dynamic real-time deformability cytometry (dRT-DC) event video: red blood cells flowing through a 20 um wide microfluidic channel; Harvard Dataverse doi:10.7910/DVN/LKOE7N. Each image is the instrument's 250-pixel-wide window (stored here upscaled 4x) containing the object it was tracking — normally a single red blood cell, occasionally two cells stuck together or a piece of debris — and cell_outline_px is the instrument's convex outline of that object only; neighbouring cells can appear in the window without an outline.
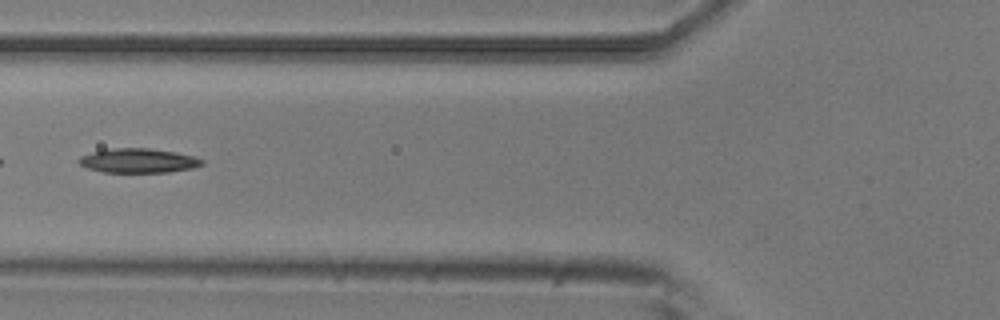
{"species": "common noctule bat (a hibernating species)", "species_latin": "Nyctalus noctula", "temperature_condition": "room temperature", "stored_images_in_passage": 5, "camera_frame_rate_fps": 3000, "um_per_image_px": 0.085, "animal": {"sex": "male", "body_mass_g": 20.5, "forearm_length_mm": 52.5}, "frame": {"image": 1, "passage_image": 5, "time_ms": 1.333, "image_size_px": [1000, 320], "cell_outline_px": [[204, 164], [192, 168], [168, 172], [104, 172], [88, 168], [80, 164], [76, 160], [80, 156], [92, 152], [112, 148], [148, 148], [176, 152], [192, 156], [204, 160]], "centroid_in_image_um": [11.75, 13.65], "position_along_channel_um": 114.1, "area_um2": 17.4}}